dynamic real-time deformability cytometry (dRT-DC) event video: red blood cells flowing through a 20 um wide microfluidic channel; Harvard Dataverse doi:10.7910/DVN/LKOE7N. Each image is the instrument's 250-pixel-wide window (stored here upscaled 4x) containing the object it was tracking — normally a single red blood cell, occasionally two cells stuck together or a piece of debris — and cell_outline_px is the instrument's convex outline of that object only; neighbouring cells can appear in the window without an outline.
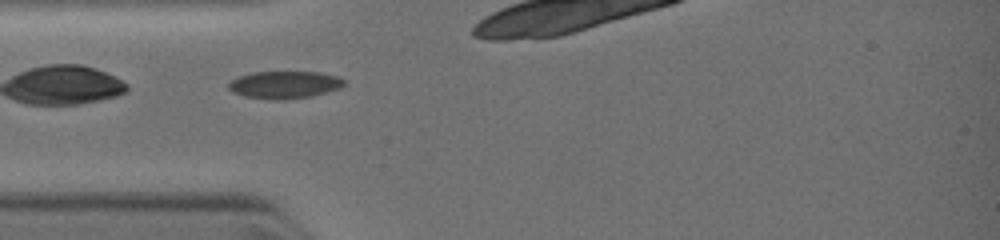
{"species": "common noctule bat (a hibernating species)", "species_latin": "Nyctalus noctula", "temperature_condition": "warm", "stored_images_in_passage": 32, "camera_frame_rate_fps": 3000, "um_per_image_px": 0.085, "animal": {"sex": "female", "body_mass_g": 19.0, "forearm_length_mm": 51.5}, "frame": {"image": 1, "passage_image": 10, "time_ms": 3.0, "image_size_px": [1000, 240], "cell_outline_px": [[344, 84], [340, 88], [308, 96], [276, 100], [272, 100], [244, 96], [232, 92], [228, 88], [228, 84], [232, 80], [240, 76], [252, 72], [320, 72], [336, 76], [344, 80]], "centroid_in_image_um": [24.14, 7.19], "position_along_channel_um": 60.9, "area_um2": 18.15}}